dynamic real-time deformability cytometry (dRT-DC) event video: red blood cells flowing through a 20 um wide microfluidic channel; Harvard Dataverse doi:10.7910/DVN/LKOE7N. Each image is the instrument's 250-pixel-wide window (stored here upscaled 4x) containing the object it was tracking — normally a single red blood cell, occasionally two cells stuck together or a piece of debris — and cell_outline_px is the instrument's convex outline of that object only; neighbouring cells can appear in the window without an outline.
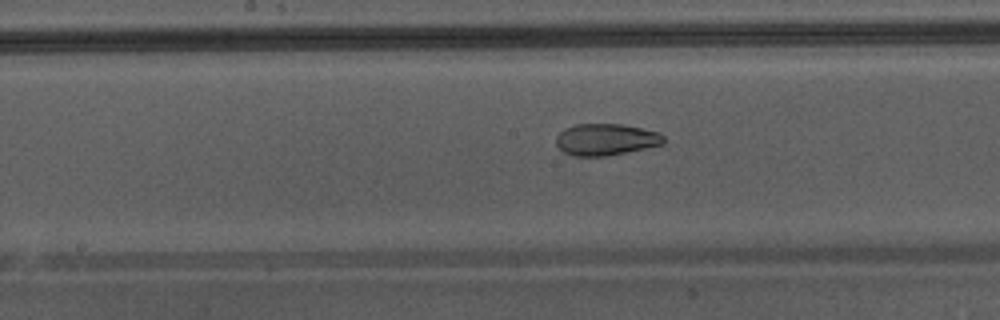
{"species": "Egyptian fruit bat (a non-hibernating species)", "species_latin": "Rousettus aegyptiacus", "temperature_condition": "warm", "stored_images_in_passage": 32, "camera_frame_rate_fps": 3000, "um_per_image_px": 0.085, "animal": {"sex": "male"}, "frame": {"image": 1, "passage_image": 10, "time_ms": 3.0, "image_size_px": [1000, 320], "cell_outline_px": [[664, 144], [608, 156], [572, 156], [564, 152], [556, 144], [556, 136], [564, 128], [576, 124], [624, 124], [660, 132], [664, 136]], "centroid_in_image_um": [51.5, 11.85], "position_along_channel_um": 196.7, "area_um2": 20.0}}
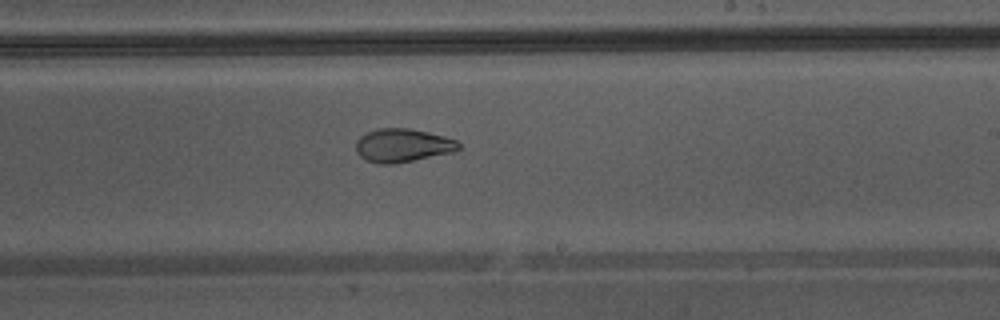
{"frame": {"image": 2, "passage_image": 14, "time_ms": 4.333, "image_size_px": [1000, 320], "cell_outline_px": [[460, 148], [452, 152], [392, 164], [380, 164], [364, 160], [356, 152], [356, 140], [360, 136], [368, 132], [380, 128], [408, 128], [428, 132], [444, 136], [456, 140], [460, 144]], "centroid_in_image_um": [34.19, 12.35], "position_along_channel_um": 254.8, "area_um2": 19.88}}
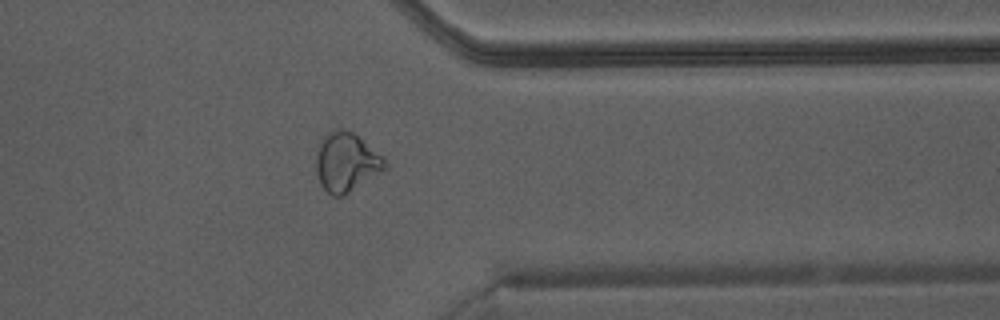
{"frame": {"image": 3, "passage_image": 23, "time_ms": 7.333, "image_size_px": [1000, 320], "cell_outline_px": [[388, 168], [344, 196], [332, 196], [320, 184], [316, 172], [316, 148], [320, 140], [328, 132], [336, 128], [340, 128], [352, 132], [384, 156]], "centroid_in_image_um": [29.43, 13.78], "position_along_channel_um": 382.0, "area_um2": 23.99}, "authors_computed_cell_mechanics": {"area_um2": 21.3282, "velocity_mm_per_s": 4.3682, "shape_relaxation_time_tau1_ms": null, "shape_relaxation_time_tau2_ms": 1.6668, "deformation_change_tau1": null, "deformation_change_tau2": 0.0724}}